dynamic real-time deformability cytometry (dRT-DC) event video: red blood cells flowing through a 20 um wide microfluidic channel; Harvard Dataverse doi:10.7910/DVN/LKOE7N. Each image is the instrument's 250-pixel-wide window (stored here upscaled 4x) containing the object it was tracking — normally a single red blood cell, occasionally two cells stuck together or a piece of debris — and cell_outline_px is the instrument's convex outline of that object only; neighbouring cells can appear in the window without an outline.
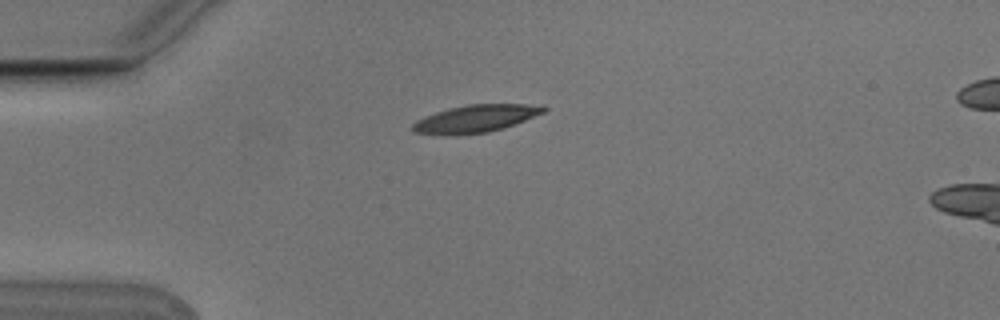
{"species": "Egyptian fruit bat (a non-hibernating species)", "species_latin": "Rousettus aegyptiacus", "temperature_condition": "cold", "stored_images_in_passage": 5, "camera_frame_rate_fps": 3000, "um_per_image_px": 0.085, "animal": {"sex": "male"}, "frame": {"image": 1, "passage_image": 1, "time_ms": 0.0, "image_size_px": [1000, 320], "cell_outline_px": [[548, 108], [544, 112], [504, 128], [488, 132], [416, 132], [412, 128], [412, 124], [416, 120], [424, 116], [448, 108], [468, 104], [524, 104]], "centroid_in_image_um": [40.47, 10.03], "position_along_channel_um": 44.5, "area_um2": 19.77}}
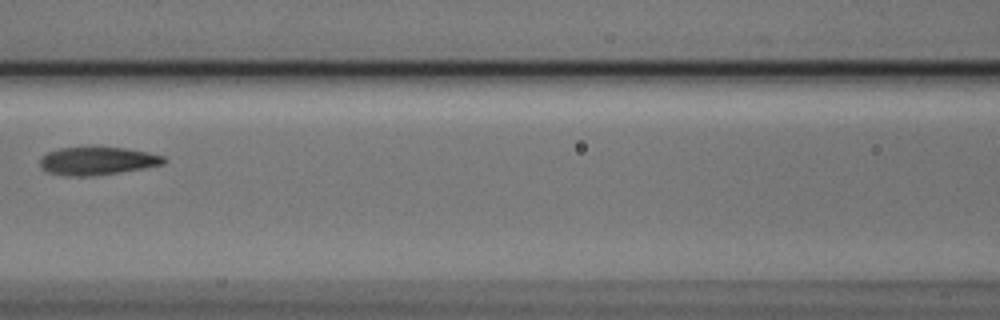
{"frame": {"image": 2, "passage_image": 4, "time_ms": 1.0, "image_size_px": [1000, 320], "cell_outline_px": [[168, 160], [164, 164], [144, 168], [120, 172], [92, 176], [64, 176], [48, 172], [40, 168], [40, 156], [48, 152], [60, 148], [88, 144], [124, 148], [148, 152], [164, 156]], "centroid_in_image_um": [8.24, 13.64], "position_along_channel_um": 158.4, "area_um2": 21.1}}
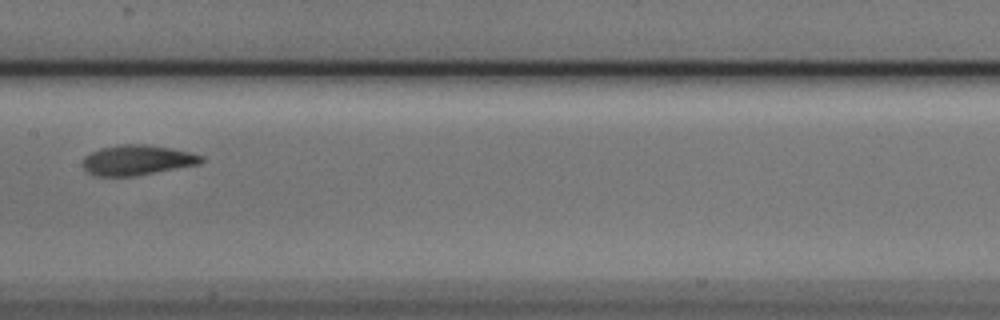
{"frame": {"image": 3, "passage_image": 5, "time_ms": 1.333, "image_size_px": [1000, 320], "cell_outline_px": [[204, 160], [200, 164], [136, 176], [92, 176], [84, 168], [84, 156], [100, 148], [120, 144], [148, 144], [188, 152], [204, 156]], "centroid_in_image_um": [11.66, 13.61], "position_along_channel_um": 195.7, "area_um2": 20.81}}